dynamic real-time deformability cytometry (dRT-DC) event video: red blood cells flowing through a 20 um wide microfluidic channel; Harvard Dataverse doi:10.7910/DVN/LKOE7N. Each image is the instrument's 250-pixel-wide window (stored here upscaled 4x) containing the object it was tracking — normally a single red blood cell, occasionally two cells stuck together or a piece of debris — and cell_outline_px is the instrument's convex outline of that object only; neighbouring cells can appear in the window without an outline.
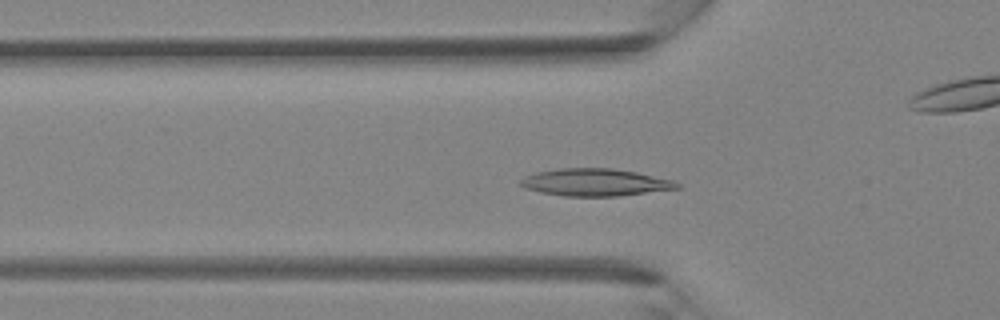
{"species": "Egyptian fruit bat (a non-hibernating species)", "species_latin": "Rousettus aegyptiacus", "temperature_condition": "room temperature", "stored_images_in_passage": 38, "camera_frame_rate_fps": 3000, "um_per_image_px": 0.085, "animal": {"sex": "female"}, "frame": {"image": 1, "passage_image": 11, "time_ms": 3.333, "image_size_px": [1000, 320], "cell_outline_px": [[684, 188], [616, 196], [564, 196], [540, 192], [524, 188], [520, 184], [520, 180], [524, 176], [536, 172], [560, 168], [612, 168], [636, 172], [672, 180], [680, 184]], "centroid_in_image_um": [50.59, 15.5], "position_along_channel_um": 75.2, "area_um2": 24.97}}
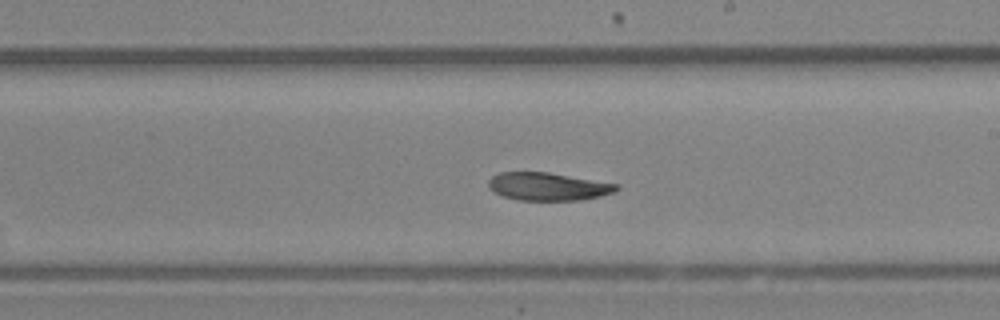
{"frame": {"image": 2, "passage_image": 21, "time_ms": 6.667, "image_size_px": [1000, 320], "cell_outline_px": [[620, 188], [616, 192], [600, 196], [580, 200], [520, 200], [504, 196], [488, 188], [488, 180], [492, 176], [500, 172], [548, 172], [620, 184]], "centroid_in_image_um": [46.62, 15.85], "position_along_channel_um": 242.4, "area_um2": 20.87}}
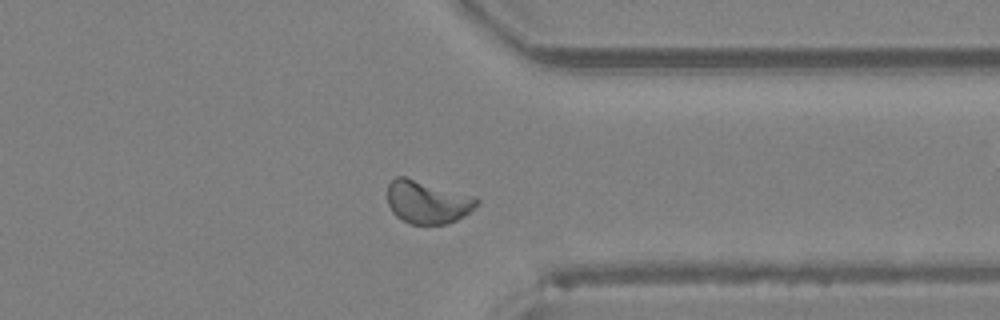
{"frame": {"image": 3, "passage_image": 29, "time_ms": 9.333, "image_size_px": [1000, 320], "cell_outline_px": [[480, 204], [464, 216], [448, 224], [412, 224], [396, 216], [392, 212], [388, 204], [388, 184], [396, 176], [404, 176], [472, 196], [480, 200]], "centroid_in_image_um": [36.33, 17.18], "position_along_channel_um": 375.1, "area_um2": 22.2}}